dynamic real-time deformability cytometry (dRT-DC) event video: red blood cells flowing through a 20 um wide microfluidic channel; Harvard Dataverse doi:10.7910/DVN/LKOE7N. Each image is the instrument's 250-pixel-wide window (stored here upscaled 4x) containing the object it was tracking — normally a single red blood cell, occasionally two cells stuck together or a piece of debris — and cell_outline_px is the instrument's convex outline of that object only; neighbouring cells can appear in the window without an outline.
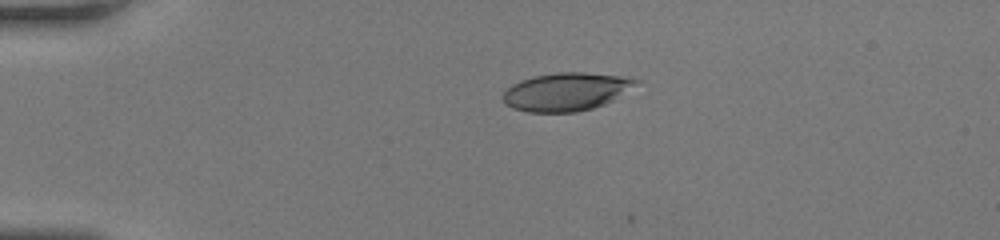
{"species": "human", "species_latin": "Homo sapiens", "temperature_condition": "room temperature", "stored_images_in_passage": 36, "camera_frame_rate_fps": 3000, "um_per_image_px": 0.085, "donor": {"sex": "female"}, "frame": {"image": 1, "passage_image": 1, "time_ms": 0.0, "image_size_px": [1000, 240], "cell_outline_px": [[640, 80], [612, 100], [604, 104], [592, 108], [576, 112], [528, 112], [512, 108], [504, 104], [500, 96], [512, 84], [536, 76], [556, 72], [584, 72], [628, 76]], "centroid_in_image_um": [48.08, 7.79], "position_along_channel_um": 36.9, "area_um2": 29.36}}
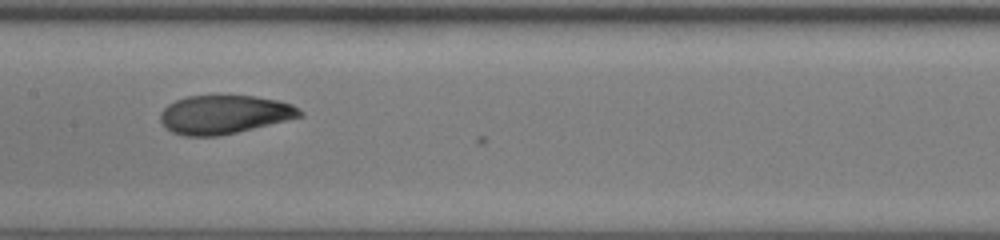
{"frame": {"image": 2, "passage_image": 16, "time_ms": 5.0, "image_size_px": [1000, 240], "cell_outline_px": [[304, 116], [220, 136], [184, 136], [172, 132], [160, 120], [160, 112], [168, 104], [176, 100], [188, 96], [256, 96], [276, 100], [292, 104], [304, 112]], "centroid_in_image_um": [19.07, 9.73], "position_along_channel_um": 188.3, "area_um2": 31.27}}
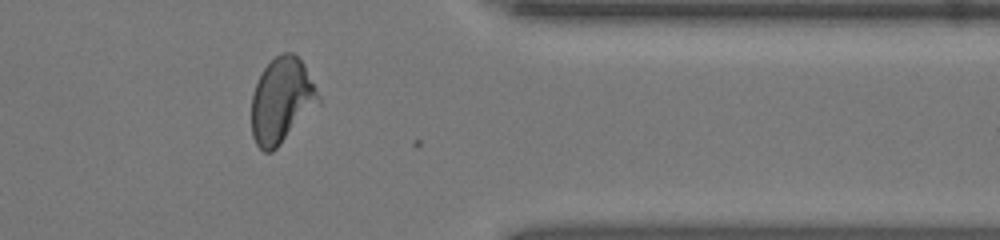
{"frame": {"image": 3, "passage_image": 31, "time_ms": 10.0, "image_size_px": [1000, 240], "cell_outline_px": [[320, 104], [272, 152], [264, 152], [256, 144], [252, 136], [252, 96], [256, 84], [264, 68], [276, 56], [284, 52], [292, 52], [304, 64], [320, 100]], "centroid_in_image_um": [23.93, 8.57], "position_along_channel_um": 387.5, "area_um2": 32.77}}